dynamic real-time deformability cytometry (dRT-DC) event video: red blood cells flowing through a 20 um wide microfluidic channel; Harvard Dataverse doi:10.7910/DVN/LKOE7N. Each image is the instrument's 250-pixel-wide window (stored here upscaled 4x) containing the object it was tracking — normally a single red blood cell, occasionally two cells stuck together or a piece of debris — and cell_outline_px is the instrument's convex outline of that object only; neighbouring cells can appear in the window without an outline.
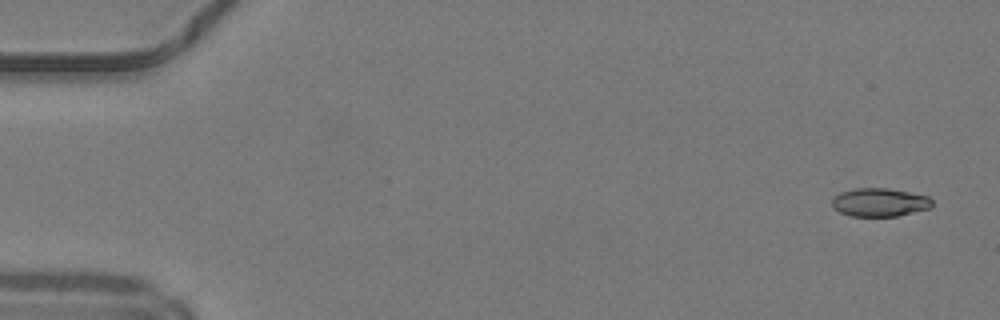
{"species": "common noctule bat (a hibernating species)", "species_latin": "Nyctalus noctula", "temperature_condition": "warm", "stored_images_in_passage": 30, "camera_frame_rate_fps": 3000, "um_per_image_px": 0.085, "animal": {"sex": "male", "body_mass_g": 19.2, "forearm_length_mm": 51.8}, "frame": {"image": 1, "passage_image": 1, "time_ms": 0.0, "image_size_px": [1000, 320], "cell_outline_px": [[932, 204], [928, 208], [896, 216], [852, 216], [840, 212], [832, 204], [832, 200], [840, 192], [856, 188], [888, 188], [928, 196], [932, 200]], "centroid_in_image_um": [74.76, 17.19], "position_along_channel_um": 10.2, "area_um2": 16.24}}
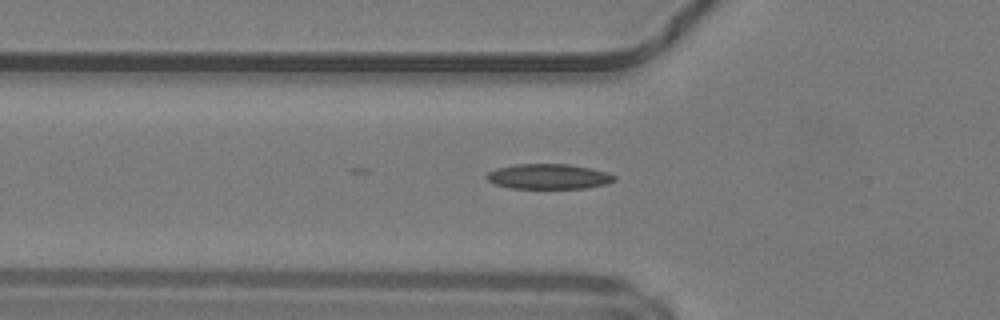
{"frame": {"image": 2, "passage_image": 16, "time_ms": 5.0, "image_size_px": [1000, 320], "cell_outline_px": [[616, 180], [604, 184], [584, 188], [512, 188], [496, 184], [488, 180], [484, 176], [488, 172], [496, 168], [516, 164], [568, 164], [592, 168], [616, 176]], "centroid_in_image_um": [46.6, 14.99], "position_along_channel_um": 79.2, "area_um2": 18.55}}
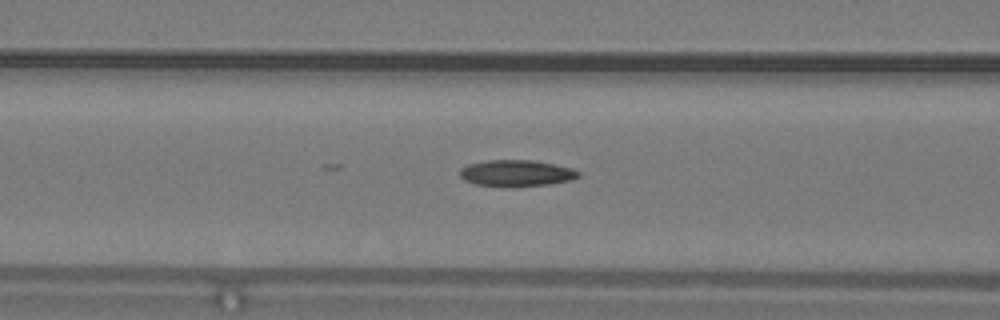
{"frame": {"image": 3, "passage_image": 19, "time_ms": 6.0, "image_size_px": [1000, 320], "cell_outline_px": [[580, 176], [572, 180], [548, 184], [512, 188], [476, 184], [464, 180], [460, 176], [460, 168], [468, 164], [488, 160], [532, 160], [572, 168], [580, 172]], "centroid_in_image_um": [43.88, 14.73], "position_along_channel_um": 122.7, "area_um2": 18.44}}